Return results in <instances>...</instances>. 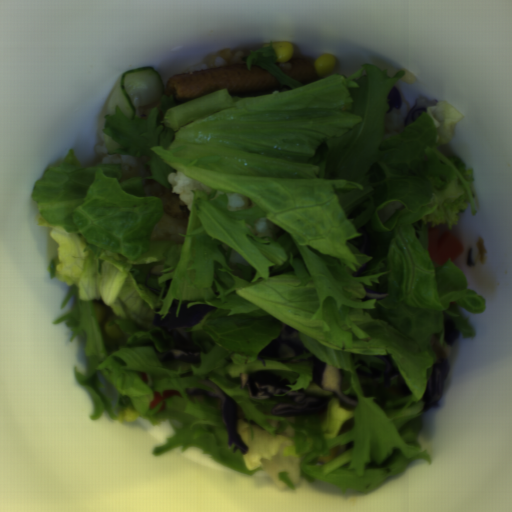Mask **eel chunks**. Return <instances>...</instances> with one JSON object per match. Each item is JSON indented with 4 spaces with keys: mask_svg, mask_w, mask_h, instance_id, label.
Returning a JSON list of instances; mask_svg holds the SVG:
<instances>
[{
    "mask_svg": "<svg viewBox=\"0 0 512 512\" xmlns=\"http://www.w3.org/2000/svg\"><path fill=\"white\" fill-rule=\"evenodd\" d=\"M285 75L299 83H307L317 78V72L310 60L290 57L287 62L275 63Z\"/></svg>",
    "mask_w": 512,
    "mask_h": 512,
    "instance_id": "obj_2",
    "label": "eel chunks"
},
{
    "mask_svg": "<svg viewBox=\"0 0 512 512\" xmlns=\"http://www.w3.org/2000/svg\"><path fill=\"white\" fill-rule=\"evenodd\" d=\"M226 88L228 95L249 97L270 95L279 91L281 84L272 73L252 63L230 64L195 72L174 74L165 84V96L181 103Z\"/></svg>",
    "mask_w": 512,
    "mask_h": 512,
    "instance_id": "obj_1",
    "label": "eel chunks"
}]
</instances>
